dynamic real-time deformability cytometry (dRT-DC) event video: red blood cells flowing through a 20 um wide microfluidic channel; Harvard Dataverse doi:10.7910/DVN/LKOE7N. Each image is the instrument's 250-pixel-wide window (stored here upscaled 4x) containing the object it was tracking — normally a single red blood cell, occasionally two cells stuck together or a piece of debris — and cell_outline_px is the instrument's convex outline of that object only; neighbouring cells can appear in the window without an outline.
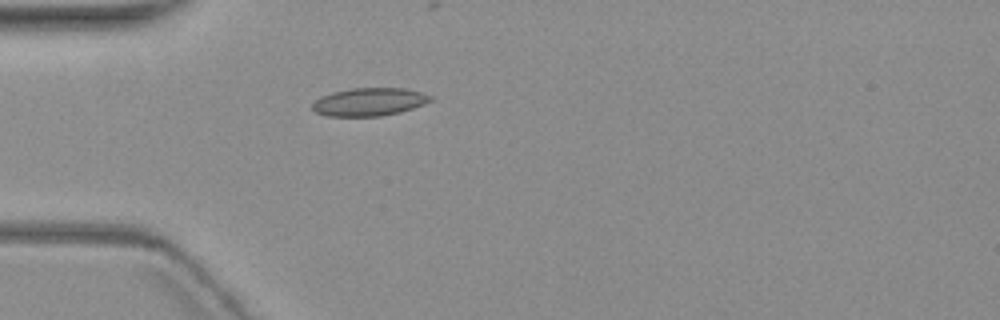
{"species": "common noctule bat (a hibernating species)", "species_latin": "Nyctalus noctula", "temperature_condition": "warm", "stored_images_in_passage": 2, "camera_frame_rate_fps": 3000, "um_per_image_px": 0.085, "animal": {"sex": "female", "body_mass_g": 19.3, "forearm_length_mm": 54.1}, "frame": {"image": 1, "passage_image": 2, "time_ms": 2.0, "image_size_px": [1000, 320], "cell_outline_px": [[432, 100], [424, 104], [400, 112], [380, 116], [328, 116], [316, 112], [312, 108], [312, 104], [320, 96], [332, 92], [352, 88], [404, 88], [420, 92], [432, 96]], "centroid_in_image_um": [31.37, 8.65], "position_along_channel_um": 53.6, "area_um2": 19.19}}